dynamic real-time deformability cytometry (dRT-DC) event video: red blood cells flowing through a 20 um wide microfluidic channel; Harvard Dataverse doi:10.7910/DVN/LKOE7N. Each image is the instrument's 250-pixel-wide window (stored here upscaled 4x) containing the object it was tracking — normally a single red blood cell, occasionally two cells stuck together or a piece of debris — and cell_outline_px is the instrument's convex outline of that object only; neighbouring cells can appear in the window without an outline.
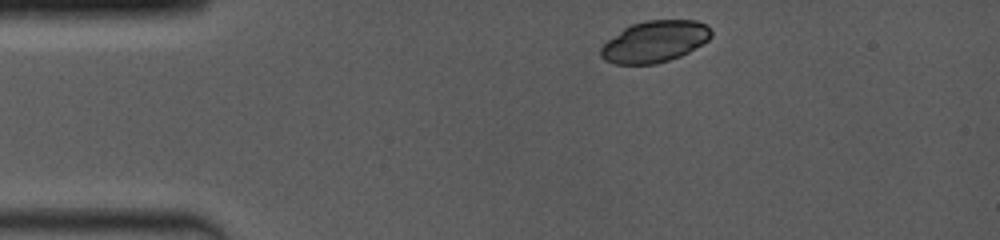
{"species": "common noctule bat (a hibernating species)", "species_latin": "Nyctalus noctula", "temperature_condition": "room temperature", "stored_images_in_passage": 4, "camera_frame_rate_fps": 4000, "um_per_image_px": 0.085, "animal": {"sex": "female", "body_mass_g": 19.0, "forearm_length_mm": 53.3}, "frame": {"image": 1, "passage_image": 1, "time_ms": 0.0, "image_size_px": [1000, 240], "cell_outline_px": [[712, 36], [708, 40], [688, 52], [680, 56], [656, 64], [616, 64], [604, 60], [600, 56], [600, 48], [608, 40], [624, 28], [632, 24], [648, 20], [696, 20], [704, 24], [712, 32]], "centroid_in_image_um": [55.64, 3.54], "position_along_channel_um": 29.4, "area_um2": 26.47}}